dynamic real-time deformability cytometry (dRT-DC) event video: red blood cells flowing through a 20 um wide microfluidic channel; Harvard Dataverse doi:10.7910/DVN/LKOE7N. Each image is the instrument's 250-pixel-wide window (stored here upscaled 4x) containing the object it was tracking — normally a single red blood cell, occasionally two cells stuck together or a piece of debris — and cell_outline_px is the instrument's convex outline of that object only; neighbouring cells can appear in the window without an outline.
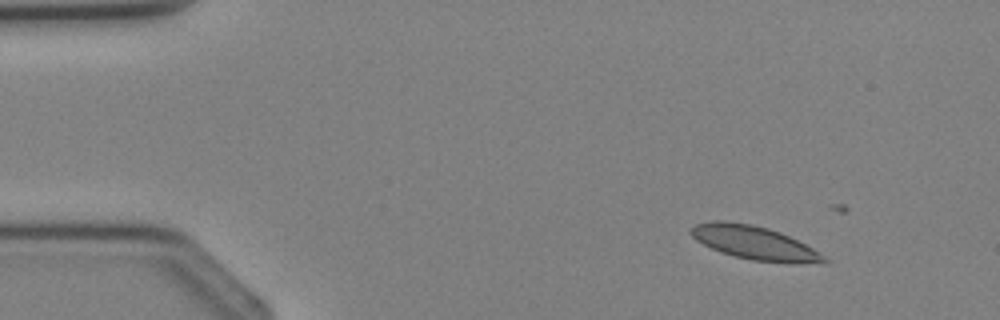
{"species": "Egyptian fruit bat (a non-hibernating species)", "species_latin": "Rousettus aegyptiacus", "temperature_condition": "cold", "stored_images_in_passage": 4, "segment_of_instrument_passage": [2, 2], "camera_frame_rate_fps": 3000, "um_per_image_px": 0.085, "animal": {"sex": "female"}, "frame": {"image": 1, "passage_image": 4, "time_ms": 4.333, "image_size_px": [1000, 320], "cell_outline_px": [[832, 260], [828, 264], [788, 264], [752, 260], [720, 252], [696, 240], [688, 232], [696, 224], [712, 220], [724, 220], [752, 224], [768, 228], [780, 232], [812, 248]], "centroid_in_image_um": [64.2, 20.66], "position_along_channel_um": 20.8, "area_um2": 26.41}}